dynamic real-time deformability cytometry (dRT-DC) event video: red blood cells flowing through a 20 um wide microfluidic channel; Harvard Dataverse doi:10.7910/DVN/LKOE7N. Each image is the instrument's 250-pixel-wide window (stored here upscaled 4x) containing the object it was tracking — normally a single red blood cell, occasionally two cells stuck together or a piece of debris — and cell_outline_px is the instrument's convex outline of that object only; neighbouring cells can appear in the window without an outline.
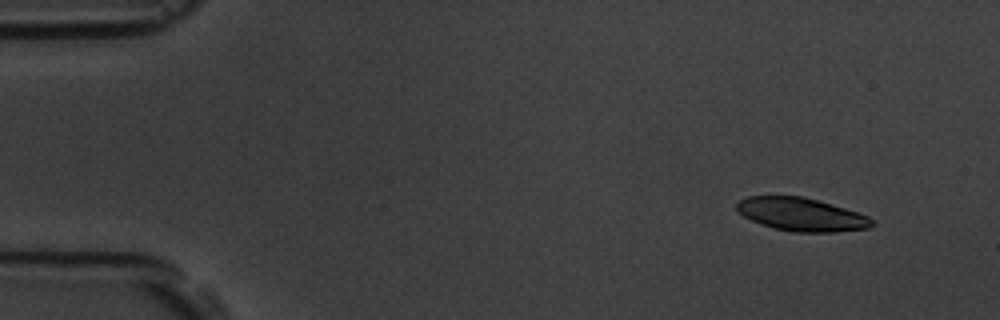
{"species": "common noctule bat (a hibernating species)", "species_latin": "Nyctalus noctula", "temperature_condition": "room temperature", "stored_images_in_passage": 4, "camera_frame_rate_fps": 3000, "um_per_image_px": 0.085, "animal": {"sex": "male", "body_mass_g": 19.5, "forearm_length_mm": 54.6}, "frame": {"image": 1, "passage_image": 1, "time_ms": 0.0, "image_size_px": [1000, 320], "cell_outline_px": [[876, 224], [868, 228], [836, 232], [792, 232], [776, 228], [752, 220], [744, 216], [736, 208], [736, 204], [740, 200], [748, 196], [804, 196], [844, 208], [868, 216]], "centroid_in_image_um": [68.14, 18.22], "position_along_channel_um": 16.9, "area_um2": 25.84}}